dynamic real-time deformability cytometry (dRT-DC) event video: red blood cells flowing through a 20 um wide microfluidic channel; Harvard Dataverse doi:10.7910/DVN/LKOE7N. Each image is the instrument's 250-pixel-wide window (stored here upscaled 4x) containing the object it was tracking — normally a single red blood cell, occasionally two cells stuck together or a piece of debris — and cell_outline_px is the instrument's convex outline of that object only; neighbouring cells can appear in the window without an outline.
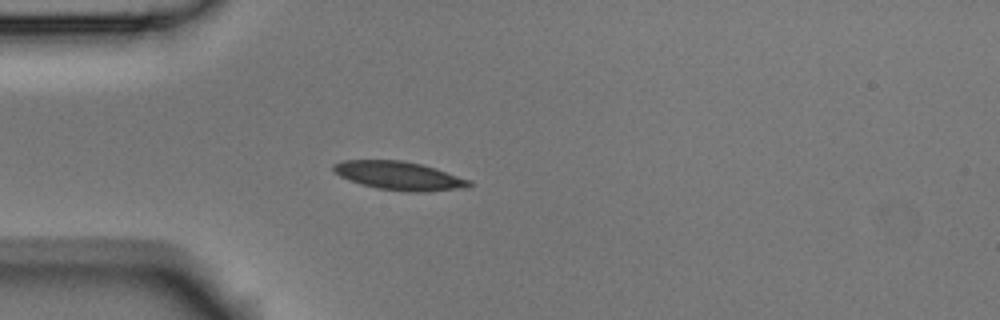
{"species": "Egyptian fruit bat (a non-hibernating species)", "species_latin": "Rousettus aegyptiacus", "temperature_condition": "room temperature", "stored_images_in_passage": 2, "camera_frame_rate_fps": 3000, "um_per_image_px": 0.085, "animal": {"sex": "male"}, "frame": {"image": 1, "passage_image": 2, "time_ms": 0.333, "image_size_px": [1000, 320], "cell_outline_px": [[472, 184], [468, 188], [424, 192], [408, 192], [376, 188], [360, 184], [348, 180], [340, 176], [332, 168], [332, 164], [344, 160], [400, 160], [420, 164], [472, 180]], "centroid_in_image_um": [33.93, 14.95], "position_along_channel_um": 51.1, "area_um2": 22.6}}